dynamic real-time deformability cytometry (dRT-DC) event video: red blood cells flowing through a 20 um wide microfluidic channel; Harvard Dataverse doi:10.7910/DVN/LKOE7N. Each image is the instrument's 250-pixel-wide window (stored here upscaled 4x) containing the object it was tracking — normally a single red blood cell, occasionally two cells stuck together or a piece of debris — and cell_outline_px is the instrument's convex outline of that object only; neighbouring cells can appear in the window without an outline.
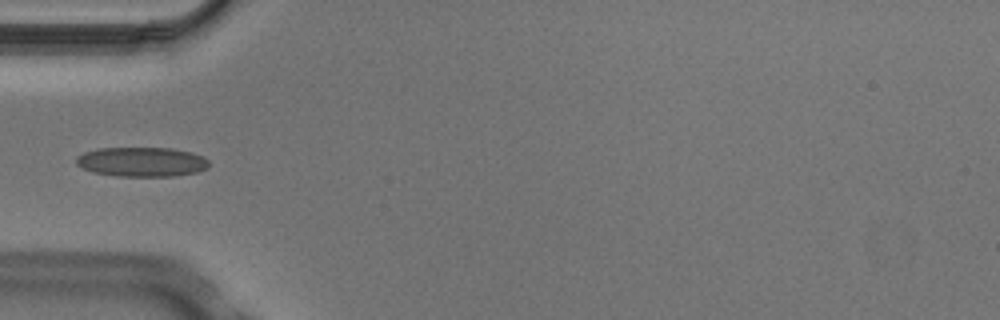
{"species": "Egyptian fruit bat (a non-hibernating species)", "species_latin": "Rousettus aegyptiacus", "temperature_condition": "cold", "stored_images_in_passage": 4, "camera_frame_rate_fps": 3000, "um_per_image_px": 0.085, "animal": {"sex": "male"}, "frame": {"image": 1, "passage_image": 3, "time_ms": 0.667, "image_size_px": [1000, 320], "cell_outline_px": [[208, 168], [196, 172], [176, 176], [116, 176], [92, 172], [76, 164], [76, 156], [84, 152], [100, 148], [172, 148], [192, 152], [204, 156], [208, 160]], "centroid_in_image_um": [12.06, 13.76], "position_along_channel_um": 72.9, "area_um2": 22.95}}